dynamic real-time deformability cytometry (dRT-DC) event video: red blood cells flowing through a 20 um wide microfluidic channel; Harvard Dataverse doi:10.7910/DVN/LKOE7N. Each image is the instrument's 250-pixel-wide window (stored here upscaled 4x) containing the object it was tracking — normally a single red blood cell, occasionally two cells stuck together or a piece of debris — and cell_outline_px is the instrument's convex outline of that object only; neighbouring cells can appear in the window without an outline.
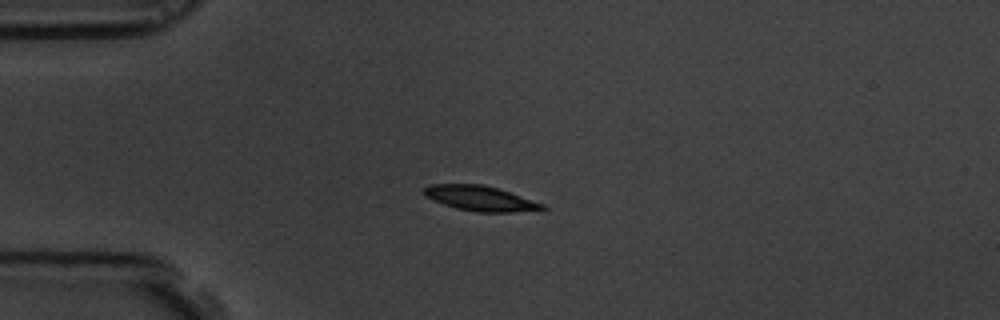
{"species": "common noctule bat (a hibernating species)", "species_latin": "Nyctalus noctula", "temperature_condition": "room temperature", "stored_images_in_passage": 7, "camera_frame_rate_fps": 3000, "um_per_image_px": 0.085, "animal": {"sex": "male", "body_mass_g": 19.5, "forearm_length_mm": 54.6}, "frame": {"image": 1, "passage_image": 4, "time_ms": 1.0, "image_size_px": [1000, 320], "cell_outline_px": [[548, 208], [544, 212], [476, 212], [456, 208], [444, 204], [424, 196], [420, 192], [428, 184], [484, 184], [544, 204]], "centroid_in_image_um": [40.86, 16.88], "position_along_channel_um": 44.1, "area_um2": 17.57}}
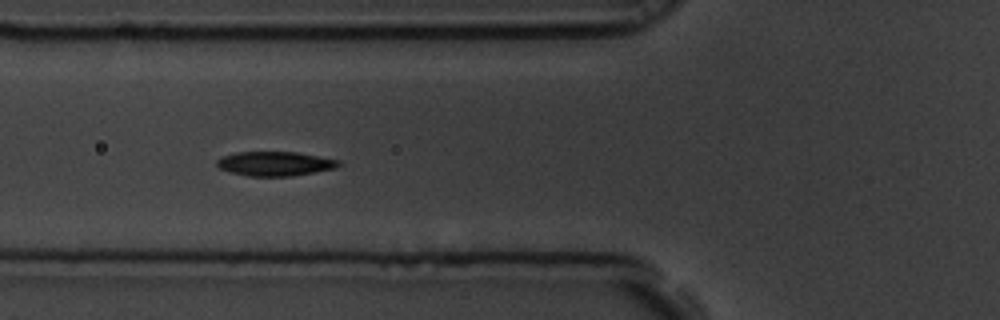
{"frame": {"image": 2, "passage_image": 6, "time_ms": 1.667, "image_size_px": [1000, 320], "cell_outline_px": [[340, 164], [336, 168], [292, 176], [248, 176], [232, 172], [220, 168], [216, 164], [216, 160], [224, 156], [236, 152], [296, 152], [340, 160]], "centroid_in_image_um": [23.38, 13.91], "position_along_channel_um": 102.4, "area_um2": 17.11}}
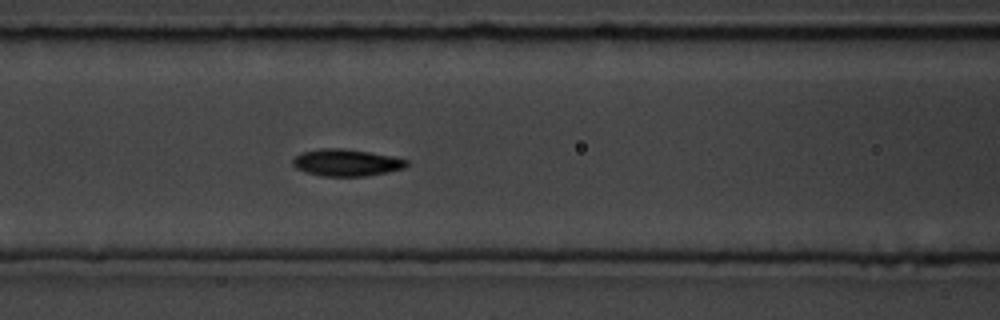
{"frame": {"image": 3, "passage_image": 7, "time_ms": 2.0, "image_size_px": [1000, 320], "cell_outline_px": [[408, 164], [404, 168], [388, 172], [364, 176], [320, 176], [304, 172], [296, 168], [292, 164], [292, 160], [300, 152], [320, 148], [340, 148], [368, 152], [392, 156], [408, 160]], "centroid_in_image_um": [29.4, 13.82], "position_along_channel_um": 137.2, "area_um2": 17.92}}